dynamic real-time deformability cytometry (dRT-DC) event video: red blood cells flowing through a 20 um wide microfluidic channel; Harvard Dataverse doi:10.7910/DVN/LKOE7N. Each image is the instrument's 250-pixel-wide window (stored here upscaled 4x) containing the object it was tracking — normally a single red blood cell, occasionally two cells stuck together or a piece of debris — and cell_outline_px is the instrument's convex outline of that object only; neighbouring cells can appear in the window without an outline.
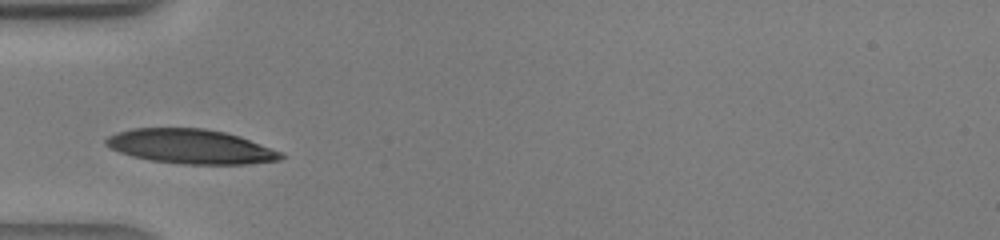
{"species": "human", "species_latin": "Homo sapiens", "temperature_condition": "warm", "stored_images_in_passage": 22, "camera_frame_rate_fps": 3000, "um_per_image_px": 0.085, "donor": {"sex": "male"}, "frame": {"image": 1, "passage_image": 1, "time_ms": 0.0, "image_size_px": [1000, 240], "cell_outline_px": [[284, 156], [280, 160], [248, 164], [180, 164], [152, 160], [132, 156], [120, 152], [104, 144], [104, 140], [108, 136], [116, 132], [132, 128], [204, 128], [224, 132], [240, 136], [284, 152]], "centroid_in_image_um": [16.23, 12.45], "position_along_channel_um": 68.8, "area_um2": 35.26}}
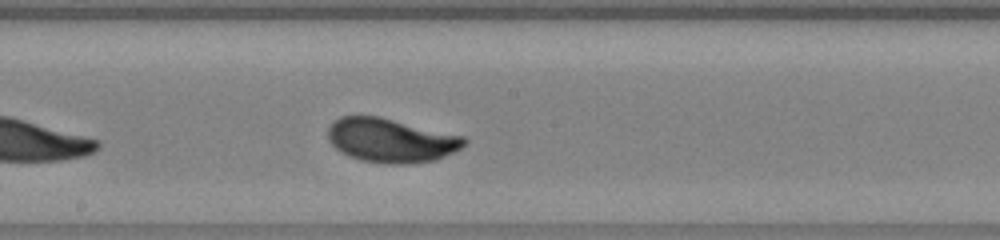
{"frame": {"image": 2, "passage_image": 10, "time_ms": 3.0, "image_size_px": [1000, 240], "cell_outline_px": [[468, 140], [460, 148], [436, 160], [404, 164], [388, 164], [360, 160], [340, 152], [328, 140], [328, 128], [340, 116], [380, 116], [464, 136]], "centroid_in_image_um": [33.22, 11.93], "position_along_channel_um": 215.0, "area_um2": 34.85}}
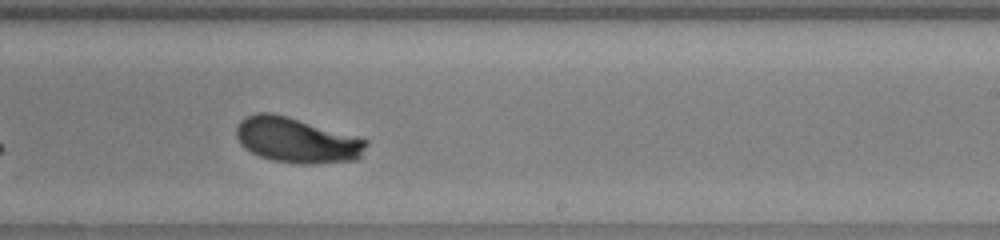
{"frame": {"image": 3, "passage_image": 13, "time_ms": 4.0, "image_size_px": [1000, 240], "cell_outline_px": [[368, 144], [360, 156], [356, 160], [312, 164], [300, 164], [272, 160], [260, 156], [244, 148], [240, 144], [236, 136], [236, 124], [244, 116], [256, 112], [272, 112], [288, 116], [368, 140]], "centroid_in_image_um": [25.17, 11.9], "position_along_channel_um": 263.8, "area_um2": 34.33}}